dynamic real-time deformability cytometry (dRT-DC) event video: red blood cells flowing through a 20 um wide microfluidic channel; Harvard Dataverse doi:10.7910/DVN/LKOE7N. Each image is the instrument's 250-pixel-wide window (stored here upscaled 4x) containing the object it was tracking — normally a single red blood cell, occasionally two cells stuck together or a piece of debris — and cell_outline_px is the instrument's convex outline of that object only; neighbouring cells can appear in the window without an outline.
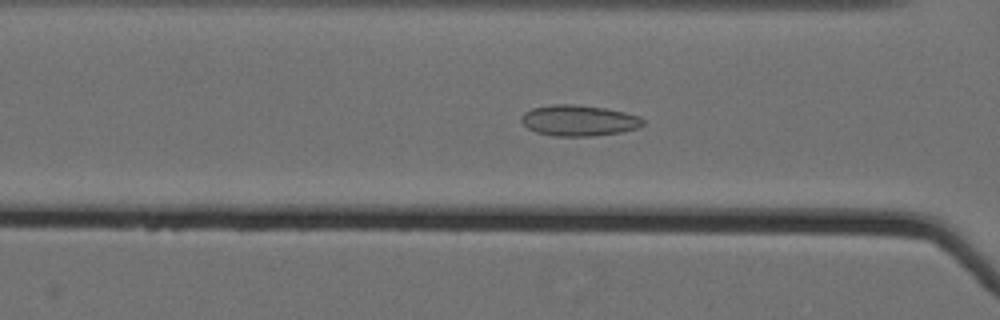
{"species": "Egyptian fruit bat (a non-hibernating species)", "species_latin": "Rousettus aegyptiacus", "temperature_condition": "cold", "stored_images_in_passage": 52, "camera_frame_rate_fps": 3000, "um_per_image_px": 0.085, "animal": {"sex": "female"}, "frame": {"image": 1, "passage_image": 20, "time_ms": 6.333, "image_size_px": [1000, 320], "cell_outline_px": [[644, 124], [640, 128], [620, 132], [592, 136], [552, 136], [536, 132], [528, 128], [520, 120], [520, 116], [524, 112], [532, 108], [552, 104], [572, 104], [604, 108], [624, 112], [640, 116], [644, 120]], "centroid_in_image_um": [49.19, 10.24], "position_along_channel_um": 117.4, "area_um2": 22.02}}
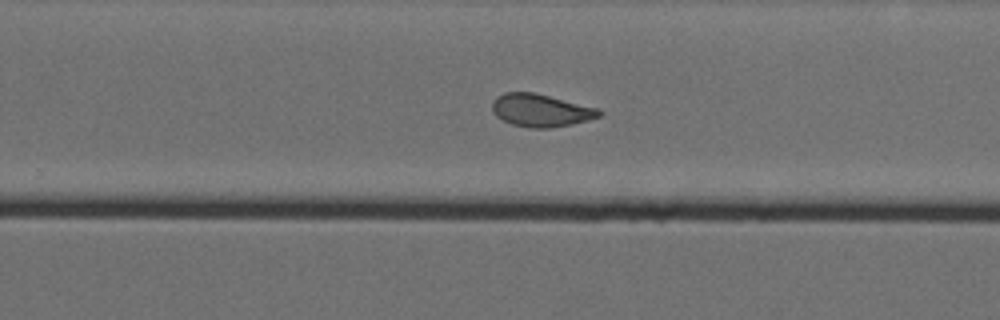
{"frame": {"image": 2, "passage_image": 34, "time_ms": 11.0, "image_size_px": [1000, 320], "cell_outline_px": [[604, 112], [600, 116], [588, 120], [572, 124], [552, 128], [528, 128], [512, 124], [496, 116], [492, 112], [492, 100], [496, 96], [504, 92], [532, 92], [600, 108]], "centroid_in_image_um": [45.97, 9.38], "position_along_channel_um": 283.8, "area_um2": 20.58}}
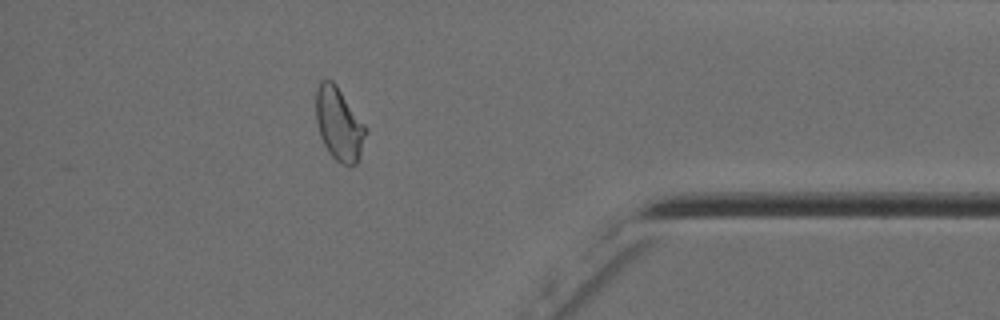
{"frame": {"image": 3, "passage_image": 46, "time_ms": 15.0, "image_size_px": [1000, 320], "cell_outline_px": [[368, 132], [360, 156], [356, 164], [340, 164], [328, 152], [320, 136], [316, 120], [316, 88], [320, 80], [332, 80], [336, 84], [364, 124]], "centroid_in_image_um": [28.81, 10.54], "position_along_channel_um": 406.4, "area_um2": 21.15}, "authors_computed_cell_mechanics": {"area_um2": 21.3282, "velocity_mm_per_s": 3.5683, "shape_relaxation_time_tau1_ms": null, "shape_relaxation_time_tau2_ms": 1.3906, "deformation_change_tau1": null, "deformation_change_tau2": 0.0738}}